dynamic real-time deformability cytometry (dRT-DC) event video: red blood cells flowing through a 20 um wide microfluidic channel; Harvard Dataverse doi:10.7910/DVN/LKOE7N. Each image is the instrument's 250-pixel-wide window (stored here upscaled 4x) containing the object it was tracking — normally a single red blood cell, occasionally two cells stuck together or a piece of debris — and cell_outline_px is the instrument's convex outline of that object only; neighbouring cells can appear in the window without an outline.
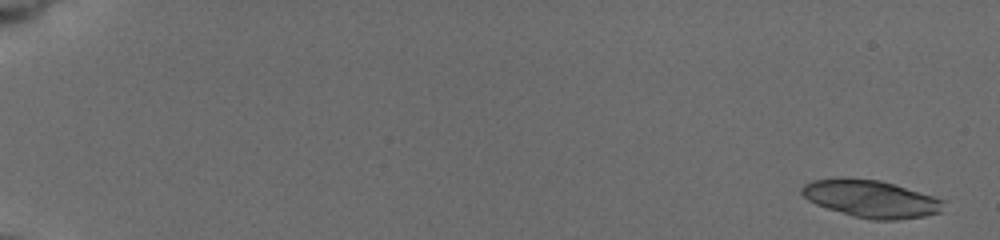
{"species": "common noctule bat (a hibernating species)", "species_latin": "Nyctalus noctula", "temperature_condition": "cold", "stored_images_in_passage": 22, "camera_frame_rate_fps": 3000, "um_per_image_px": 0.085, "animal": {"sex": "female", "body_mass_g": 19.5, "forearm_length_mm": 54.1}, "frame": {"image": 1, "passage_image": 1, "time_ms": 0.0, "image_size_px": [1000, 240], "cell_outline_px": [[944, 200], [940, 212], [924, 216], [896, 220], [872, 220], [852, 216], [816, 204], [808, 200], [800, 192], [800, 188], [804, 184], [812, 180], [836, 176], [840, 176], [880, 180], [932, 196]], "centroid_in_image_um": [73.95, 16.88], "position_along_channel_um": 11.0, "area_um2": 30.98}}